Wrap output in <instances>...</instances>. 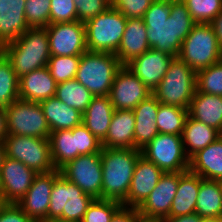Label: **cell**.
<instances>
[{"label": "cell", "mask_w": 222, "mask_h": 222, "mask_svg": "<svg viewBox=\"0 0 222 222\" xmlns=\"http://www.w3.org/2000/svg\"><path fill=\"white\" fill-rule=\"evenodd\" d=\"M150 48L178 57L182 42L197 24L182 0H154L143 17Z\"/></svg>", "instance_id": "6da1fadb"}, {"label": "cell", "mask_w": 222, "mask_h": 222, "mask_svg": "<svg viewBox=\"0 0 222 222\" xmlns=\"http://www.w3.org/2000/svg\"><path fill=\"white\" fill-rule=\"evenodd\" d=\"M102 199L113 200L125 207L131 180L141 150L134 148H102Z\"/></svg>", "instance_id": "7a4b0ae2"}, {"label": "cell", "mask_w": 222, "mask_h": 222, "mask_svg": "<svg viewBox=\"0 0 222 222\" xmlns=\"http://www.w3.org/2000/svg\"><path fill=\"white\" fill-rule=\"evenodd\" d=\"M46 28H29L0 51L10 61L18 78L35 69L47 67L51 56Z\"/></svg>", "instance_id": "3957f363"}, {"label": "cell", "mask_w": 222, "mask_h": 222, "mask_svg": "<svg viewBox=\"0 0 222 222\" xmlns=\"http://www.w3.org/2000/svg\"><path fill=\"white\" fill-rule=\"evenodd\" d=\"M121 67L114 53L86 51L81 55L75 79L94 96H109L116 73Z\"/></svg>", "instance_id": "277c9868"}, {"label": "cell", "mask_w": 222, "mask_h": 222, "mask_svg": "<svg viewBox=\"0 0 222 222\" xmlns=\"http://www.w3.org/2000/svg\"><path fill=\"white\" fill-rule=\"evenodd\" d=\"M195 92L196 72L179 57H173L153 95L162 104L188 109Z\"/></svg>", "instance_id": "5b68a950"}, {"label": "cell", "mask_w": 222, "mask_h": 222, "mask_svg": "<svg viewBox=\"0 0 222 222\" xmlns=\"http://www.w3.org/2000/svg\"><path fill=\"white\" fill-rule=\"evenodd\" d=\"M76 184L59 174L52 186L48 208V222H81L88 206L93 201Z\"/></svg>", "instance_id": "8992f818"}, {"label": "cell", "mask_w": 222, "mask_h": 222, "mask_svg": "<svg viewBox=\"0 0 222 222\" xmlns=\"http://www.w3.org/2000/svg\"><path fill=\"white\" fill-rule=\"evenodd\" d=\"M127 18L109 7L84 22L87 51L116 53L125 31Z\"/></svg>", "instance_id": "52a82bcc"}, {"label": "cell", "mask_w": 222, "mask_h": 222, "mask_svg": "<svg viewBox=\"0 0 222 222\" xmlns=\"http://www.w3.org/2000/svg\"><path fill=\"white\" fill-rule=\"evenodd\" d=\"M178 57L198 72L222 60V49L210 24H196L184 39Z\"/></svg>", "instance_id": "ba28073f"}, {"label": "cell", "mask_w": 222, "mask_h": 222, "mask_svg": "<svg viewBox=\"0 0 222 222\" xmlns=\"http://www.w3.org/2000/svg\"><path fill=\"white\" fill-rule=\"evenodd\" d=\"M6 156L16 159L38 173L55 170L49 138L7 135L4 138Z\"/></svg>", "instance_id": "9c48e42d"}, {"label": "cell", "mask_w": 222, "mask_h": 222, "mask_svg": "<svg viewBox=\"0 0 222 222\" xmlns=\"http://www.w3.org/2000/svg\"><path fill=\"white\" fill-rule=\"evenodd\" d=\"M9 135L49 138L50 127L39 102L17 99L5 108Z\"/></svg>", "instance_id": "30bf717a"}, {"label": "cell", "mask_w": 222, "mask_h": 222, "mask_svg": "<svg viewBox=\"0 0 222 222\" xmlns=\"http://www.w3.org/2000/svg\"><path fill=\"white\" fill-rule=\"evenodd\" d=\"M141 154L164 172H185L189 170L182 135L158 133L143 149Z\"/></svg>", "instance_id": "8fae6325"}, {"label": "cell", "mask_w": 222, "mask_h": 222, "mask_svg": "<svg viewBox=\"0 0 222 222\" xmlns=\"http://www.w3.org/2000/svg\"><path fill=\"white\" fill-rule=\"evenodd\" d=\"M71 183L76 184L85 194L102 199V161L99 153L79 155L60 169Z\"/></svg>", "instance_id": "7c38bea8"}, {"label": "cell", "mask_w": 222, "mask_h": 222, "mask_svg": "<svg viewBox=\"0 0 222 222\" xmlns=\"http://www.w3.org/2000/svg\"><path fill=\"white\" fill-rule=\"evenodd\" d=\"M46 30L51 56H81L87 51L84 22L53 23Z\"/></svg>", "instance_id": "4fadbf2b"}, {"label": "cell", "mask_w": 222, "mask_h": 222, "mask_svg": "<svg viewBox=\"0 0 222 222\" xmlns=\"http://www.w3.org/2000/svg\"><path fill=\"white\" fill-rule=\"evenodd\" d=\"M59 174V169L48 173H38L34 177L33 183L27 193L16 203L35 222H48V208L52 186Z\"/></svg>", "instance_id": "5bb4252c"}, {"label": "cell", "mask_w": 222, "mask_h": 222, "mask_svg": "<svg viewBox=\"0 0 222 222\" xmlns=\"http://www.w3.org/2000/svg\"><path fill=\"white\" fill-rule=\"evenodd\" d=\"M153 92L125 65L118 70L110 90V100L115 110H133Z\"/></svg>", "instance_id": "9a60e30c"}, {"label": "cell", "mask_w": 222, "mask_h": 222, "mask_svg": "<svg viewBox=\"0 0 222 222\" xmlns=\"http://www.w3.org/2000/svg\"><path fill=\"white\" fill-rule=\"evenodd\" d=\"M37 173L22 162L5 158L0 171L1 194L5 204H16L31 187Z\"/></svg>", "instance_id": "2e32d148"}, {"label": "cell", "mask_w": 222, "mask_h": 222, "mask_svg": "<svg viewBox=\"0 0 222 222\" xmlns=\"http://www.w3.org/2000/svg\"><path fill=\"white\" fill-rule=\"evenodd\" d=\"M179 182V172H164L150 195L137 207L138 213L163 219L170 217V209Z\"/></svg>", "instance_id": "e0dca14e"}, {"label": "cell", "mask_w": 222, "mask_h": 222, "mask_svg": "<svg viewBox=\"0 0 222 222\" xmlns=\"http://www.w3.org/2000/svg\"><path fill=\"white\" fill-rule=\"evenodd\" d=\"M172 59L173 56L150 48L125 66L153 92L165 76Z\"/></svg>", "instance_id": "ac0fdd59"}, {"label": "cell", "mask_w": 222, "mask_h": 222, "mask_svg": "<svg viewBox=\"0 0 222 222\" xmlns=\"http://www.w3.org/2000/svg\"><path fill=\"white\" fill-rule=\"evenodd\" d=\"M163 173V170L141 155L125 198V207L137 208L154 190Z\"/></svg>", "instance_id": "d6986e66"}, {"label": "cell", "mask_w": 222, "mask_h": 222, "mask_svg": "<svg viewBox=\"0 0 222 222\" xmlns=\"http://www.w3.org/2000/svg\"><path fill=\"white\" fill-rule=\"evenodd\" d=\"M25 3L26 0H0V48L29 29Z\"/></svg>", "instance_id": "ffe728a7"}, {"label": "cell", "mask_w": 222, "mask_h": 222, "mask_svg": "<svg viewBox=\"0 0 222 222\" xmlns=\"http://www.w3.org/2000/svg\"><path fill=\"white\" fill-rule=\"evenodd\" d=\"M147 28L143 18L127 19L121 43L115 55L122 65L148 51Z\"/></svg>", "instance_id": "44dd1931"}, {"label": "cell", "mask_w": 222, "mask_h": 222, "mask_svg": "<svg viewBox=\"0 0 222 222\" xmlns=\"http://www.w3.org/2000/svg\"><path fill=\"white\" fill-rule=\"evenodd\" d=\"M56 85L47 67L35 69L19 78V99L40 102L55 96Z\"/></svg>", "instance_id": "7402d4cb"}, {"label": "cell", "mask_w": 222, "mask_h": 222, "mask_svg": "<svg viewBox=\"0 0 222 222\" xmlns=\"http://www.w3.org/2000/svg\"><path fill=\"white\" fill-rule=\"evenodd\" d=\"M135 116L133 110H115L103 148H134Z\"/></svg>", "instance_id": "603a6c76"}, {"label": "cell", "mask_w": 222, "mask_h": 222, "mask_svg": "<svg viewBox=\"0 0 222 222\" xmlns=\"http://www.w3.org/2000/svg\"><path fill=\"white\" fill-rule=\"evenodd\" d=\"M201 177L187 170L179 172L178 188L170 209V217L195 213Z\"/></svg>", "instance_id": "cb8c5ba5"}, {"label": "cell", "mask_w": 222, "mask_h": 222, "mask_svg": "<svg viewBox=\"0 0 222 222\" xmlns=\"http://www.w3.org/2000/svg\"><path fill=\"white\" fill-rule=\"evenodd\" d=\"M189 170L203 179H222V135L190 158Z\"/></svg>", "instance_id": "d4e9b609"}, {"label": "cell", "mask_w": 222, "mask_h": 222, "mask_svg": "<svg viewBox=\"0 0 222 222\" xmlns=\"http://www.w3.org/2000/svg\"><path fill=\"white\" fill-rule=\"evenodd\" d=\"M188 115L222 134V96L196 91L188 108Z\"/></svg>", "instance_id": "484cf974"}, {"label": "cell", "mask_w": 222, "mask_h": 222, "mask_svg": "<svg viewBox=\"0 0 222 222\" xmlns=\"http://www.w3.org/2000/svg\"><path fill=\"white\" fill-rule=\"evenodd\" d=\"M114 111L109 96H94L83 113L82 124L102 141L107 135Z\"/></svg>", "instance_id": "4316f807"}, {"label": "cell", "mask_w": 222, "mask_h": 222, "mask_svg": "<svg viewBox=\"0 0 222 222\" xmlns=\"http://www.w3.org/2000/svg\"><path fill=\"white\" fill-rule=\"evenodd\" d=\"M50 131L68 130L82 124L83 113L53 96L39 102Z\"/></svg>", "instance_id": "83f0119b"}, {"label": "cell", "mask_w": 222, "mask_h": 222, "mask_svg": "<svg viewBox=\"0 0 222 222\" xmlns=\"http://www.w3.org/2000/svg\"><path fill=\"white\" fill-rule=\"evenodd\" d=\"M221 135L215 128L199 122L188 115L182 132V142L187 156L191 158Z\"/></svg>", "instance_id": "f1b7e54d"}, {"label": "cell", "mask_w": 222, "mask_h": 222, "mask_svg": "<svg viewBox=\"0 0 222 222\" xmlns=\"http://www.w3.org/2000/svg\"><path fill=\"white\" fill-rule=\"evenodd\" d=\"M195 213L199 217H222V187L219 180L201 177Z\"/></svg>", "instance_id": "f546056e"}, {"label": "cell", "mask_w": 222, "mask_h": 222, "mask_svg": "<svg viewBox=\"0 0 222 222\" xmlns=\"http://www.w3.org/2000/svg\"><path fill=\"white\" fill-rule=\"evenodd\" d=\"M51 158L55 169H60L77 157L76 135L72 130H58L50 133Z\"/></svg>", "instance_id": "4dcf8cb0"}, {"label": "cell", "mask_w": 222, "mask_h": 222, "mask_svg": "<svg viewBox=\"0 0 222 222\" xmlns=\"http://www.w3.org/2000/svg\"><path fill=\"white\" fill-rule=\"evenodd\" d=\"M61 102L84 113L94 95L76 79L58 83L56 94Z\"/></svg>", "instance_id": "1f68e13d"}, {"label": "cell", "mask_w": 222, "mask_h": 222, "mask_svg": "<svg viewBox=\"0 0 222 222\" xmlns=\"http://www.w3.org/2000/svg\"><path fill=\"white\" fill-rule=\"evenodd\" d=\"M188 109L160 103L157 112V127L159 133L182 135Z\"/></svg>", "instance_id": "d6a6232c"}, {"label": "cell", "mask_w": 222, "mask_h": 222, "mask_svg": "<svg viewBox=\"0 0 222 222\" xmlns=\"http://www.w3.org/2000/svg\"><path fill=\"white\" fill-rule=\"evenodd\" d=\"M19 99V78L10 61L0 51V107L6 108Z\"/></svg>", "instance_id": "836d02e7"}, {"label": "cell", "mask_w": 222, "mask_h": 222, "mask_svg": "<svg viewBox=\"0 0 222 222\" xmlns=\"http://www.w3.org/2000/svg\"><path fill=\"white\" fill-rule=\"evenodd\" d=\"M196 91L222 96V60L196 72Z\"/></svg>", "instance_id": "e575fe53"}, {"label": "cell", "mask_w": 222, "mask_h": 222, "mask_svg": "<svg viewBox=\"0 0 222 222\" xmlns=\"http://www.w3.org/2000/svg\"><path fill=\"white\" fill-rule=\"evenodd\" d=\"M81 56H50L47 68L55 82L75 79Z\"/></svg>", "instance_id": "d590c367"}, {"label": "cell", "mask_w": 222, "mask_h": 222, "mask_svg": "<svg viewBox=\"0 0 222 222\" xmlns=\"http://www.w3.org/2000/svg\"><path fill=\"white\" fill-rule=\"evenodd\" d=\"M182 1L197 24H209L222 11V0Z\"/></svg>", "instance_id": "8d00e7d4"}, {"label": "cell", "mask_w": 222, "mask_h": 222, "mask_svg": "<svg viewBox=\"0 0 222 222\" xmlns=\"http://www.w3.org/2000/svg\"><path fill=\"white\" fill-rule=\"evenodd\" d=\"M122 207L123 205L117 201L93 199L81 222H110Z\"/></svg>", "instance_id": "74e56055"}, {"label": "cell", "mask_w": 222, "mask_h": 222, "mask_svg": "<svg viewBox=\"0 0 222 222\" xmlns=\"http://www.w3.org/2000/svg\"><path fill=\"white\" fill-rule=\"evenodd\" d=\"M51 0H26L25 17L29 28H46L50 24Z\"/></svg>", "instance_id": "f35d334b"}, {"label": "cell", "mask_w": 222, "mask_h": 222, "mask_svg": "<svg viewBox=\"0 0 222 222\" xmlns=\"http://www.w3.org/2000/svg\"><path fill=\"white\" fill-rule=\"evenodd\" d=\"M72 134L76 135L77 156L99 153L102 150L101 141L94 136L83 124L71 129Z\"/></svg>", "instance_id": "ab89813d"}, {"label": "cell", "mask_w": 222, "mask_h": 222, "mask_svg": "<svg viewBox=\"0 0 222 222\" xmlns=\"http://www.w3.org/2000/svg\"><path fill=\"white\" fill-rule=\"evenodd\" d=\"M78 20L74 0H51L50 24Z\"/></svg>", "instance_id": "60d3db41"}, {"label": "cell", "mask_w": 222, "mask_h": 222, "mask_svg": "<svg viewBox=\"0 0 222 222\" xmlns=\"http://www.w3.org/2000/svg\"><path fill=\"white\" fill-rule=\"evenodd\" d=\"M154 0H110V7L120 11L127 19L143 18Z\"/></svg>", "instance_id": "b9f144b4"}, {"label": "cell", "mask_w": 222, "mask_h": 222, "mask_svg": "<svg viewBox=\"0 0 222 222\" xmlns=\"http://www.w3.org/2000/svg\"><path fill=\"white\" fill-rule=\"evenodd\" d=\"M78 21L86 20L105 12L110 7V0H74Z\"/></svg>", "instance_id": "7bdbcfd3"}, {"label": "cell", "mask_w": 222, "mask_h": 222, "mask_svg": "<svg viewBox=\"0 0 222 222\" xmlns=\"http://www.w3.org/2000/svg\"><path fill=\"white\" fill-rule=\"evenodd\" d=\"M134 149H143L158 133L156 123L146 120H135Z\"/></svg>", "instance_id": "ee69618b"}, {"label": "cell", "mask_w": 222, "mask_h": 222, "mask_svg": "<svg viewBox=\"0 0 222 222\" xmlns=\"http://www.w3.org/2000/svg\"><path fill=\"white\" fill-rule=\"evenodd\" d=\"M160 102L152 94L147 99L142 100L134 109L135 120H146L157 122V112Z\"/></svg>", "instance_id": "f6af8a7d"}, {"label": "cell", "mask_w": 222, "mask_h": 222, "mask_svg": "<svg viewBox=\"0 0 222 222\" xmlns=\"http://www.w3.org/2000/svg\"><path fill=\"white\" fill-rule=\"evenodd\" d=\"M0 222H35L16 204H5L0 209Z\"/></svg>", "instance_id": "bcb514c9"}, {"label": "cell", "mask_w": 222, "mask_h": 222, "mask_svg": "<svg viewBox=\"0 0 222 222\" xmlns=\"http://www.w3.org/2000/svg\"><path fill=\"white\" fill-rule=\"evenodd\" d=\"M137 214V208L122 207L110 222H134Z\"/></svg>", "instance_id": "7dc6e473"}, {"label": "cell", "mask_w": 222, "mask_h": 222, "mask_svg": "<svg viewBox=\"0 0 222 222\" xmlns=\"http://www.w3.org/2000/svg\"><path fill=\"white\" fill-rule=\"evenodd\" d=\"M209 24L215 31V35L222 49V11Z\"/></svg>", "instance_id": "c3c4849f"}, {"label": "cell", "mask_w": 222, "mask_h": 222, "mask_svg": "<svg viewBox=\"0 0 222 222\" xmlns=\"http://www.w3.org/2000/svg\"><path fill=\"white\" fill-rule=\"evenodd\" d=\"M160 222H198V215L194 213L179 217H166L161 219Z\"/></svg>", "instance_id": "681fc988"}, {"label": "cell", "mask_w": 222, "mask_h": 222, "mask_svg": "<svg viewBox=\"0 0 222 222\" xmlns=\"http://www.w3.org/2000/svg\"><path fill=\"white\" fill-rule=\"evenodd\" d=\"M7 135L5 108L0 107V141H4Z\"/></svg>", "instance_id": "f907efd6"}, {"label": "cell", "mask_w": 222, "mask_h": 222, "mask_svg": "<svg viewBox=\"0 0 222 222\" xmlns=\"http://www.w3.org/2000/svg\"><path fill=\"white\" fill-rule=\"evenodd\" d=\"M134 222H160V219H158L156 217L144 216V215L138 213L135 216V221Z\"/></svg>", "instance_id": "816d5d0a"}, {"label": "cell", "mask_w": 222, "mask_h": 222, "mask_svg": "<svg viewBox=\"0 0 222 222\" xmlns=\"http://www.w3.org/2000/svg\"><path fill=\"white\" fill-rule=\"evenodd\" d=\"M5 158H6V150H5L4 141H0V171Z\"/></svg>", "instance_id": "f5cc1de1"}, {"label": "cell", "mask_w": 222, "mask_h": 222, "mask_svg": "<svg viewBox=\"0 0 222 222\" xmlns=\"http://www.w3.org/2000/svg\"><path fill=\"white\" fill-rule=\"evenodd\" d=\"M198 222H222V217H199Z\"/></svg>", "instance_id": "db71d44e"}, {"label": "cell", "mask_w": 222, "mask_h": 222, "mask_svg": "<svg viewBox=\"0 0 222 222\" xmlns=\"http://www.w3.org/2000/svg\"><path fill=\"white\" fill-rule=\"evenodd\" d=\"M4 205H5V202H4V200H3V198H2V194H1V192H0V209H1Z\"/></svg>", "instance_id": "11a10c76"}, {"label": "cell", "mask_w": 222, "mask_h": 222, "mask_svg": "<svg viewBox=\"0 0 222 222\" xmlns=\"http://www.w3.org/2000/svg\"><path fill=\"white\" fill-rule=\"evenodd\" d=\"M52 222H64V221L56 220V221H52Z\"/></svg>", "instance_id": "9f6ffc18"}]
</instances>
